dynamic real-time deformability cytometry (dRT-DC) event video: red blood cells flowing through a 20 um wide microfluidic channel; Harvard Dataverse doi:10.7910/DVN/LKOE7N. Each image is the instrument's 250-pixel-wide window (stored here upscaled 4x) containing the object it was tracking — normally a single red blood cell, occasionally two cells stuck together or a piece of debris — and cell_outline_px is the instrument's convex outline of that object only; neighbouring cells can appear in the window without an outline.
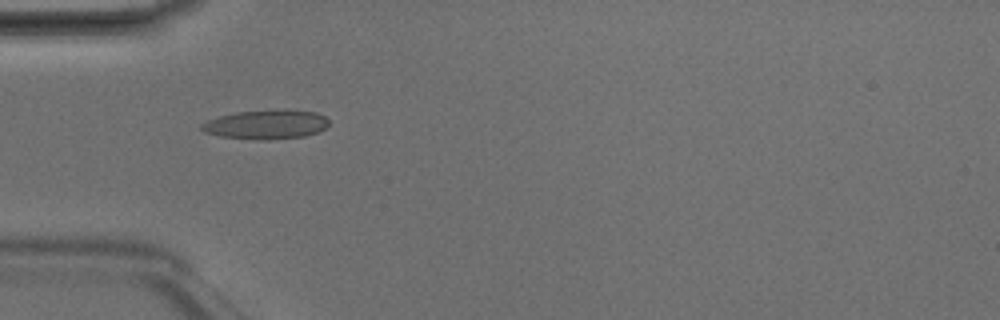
{"species": "Egyptian fruit bat (a non-hibernating species)", "species_latin": "Rousettus aegyptiacus", "temperature_condition": "room temperature", "stored_images_in_passage": 1, "camera_frame_rate_fps": 3000, "um_per_image_px": 0.085, "animal": {"sex": "male"}, "frame": {"image": 1, "passage_image": 1, "time_ms": 0.0, "image_size_px": [1000, 320], "cell_outline_px": [[328, 124], [324, 128], [316, 132], [304, 136], [268, 140], [260, 140], [220, 136], [204, 132], [200, 128], [200, 124], [208, 120], [220, 116], [236, 112], [284, 108], [316, 112], [324, 116], [328, 120]], "centroid_in_image_um": [22.62, 10.56], "position_along_channel_um": 62.4, "area_um2": 21.85}}